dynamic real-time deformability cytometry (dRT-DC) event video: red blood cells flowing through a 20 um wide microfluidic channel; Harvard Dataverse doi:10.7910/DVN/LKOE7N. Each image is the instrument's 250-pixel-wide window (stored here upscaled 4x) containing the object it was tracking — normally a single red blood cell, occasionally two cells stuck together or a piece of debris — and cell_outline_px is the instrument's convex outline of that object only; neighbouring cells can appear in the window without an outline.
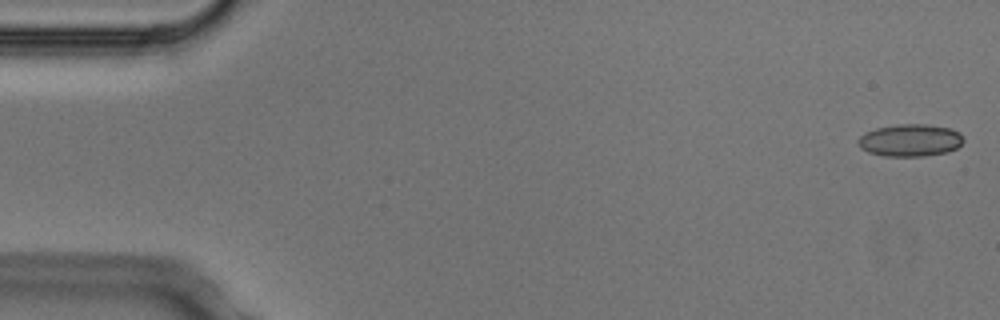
{"species": "Egyptian fruit bat (a non-hibernating species)", "species_latin": "Rousettus aegyptiacus", "temperature_condition": "cold", "stored_images_in_passage": 6, "camera_frame_rate_fps": 3000, "um_per_image_px": 0.085, "animal": {"sex": "male"}, "frame": {"image": 1, "passage_image": 1, "time_ms": 0.0, "image_size_px": [1000, 320], "cell_outline_px": [[964, 140], [956, 148], [948, 152], [924, 156], [884, 156], [868, 152], [860, 148], [856, 140], [864, 132], [876, 128], [900, 124], [924, 124], [952, 128], [960, 132], [964, 136]], "centroid_in_image_um": [77.36, 11.92], "position_along_channel_um": 7.6, "area_um2": 20.06}}